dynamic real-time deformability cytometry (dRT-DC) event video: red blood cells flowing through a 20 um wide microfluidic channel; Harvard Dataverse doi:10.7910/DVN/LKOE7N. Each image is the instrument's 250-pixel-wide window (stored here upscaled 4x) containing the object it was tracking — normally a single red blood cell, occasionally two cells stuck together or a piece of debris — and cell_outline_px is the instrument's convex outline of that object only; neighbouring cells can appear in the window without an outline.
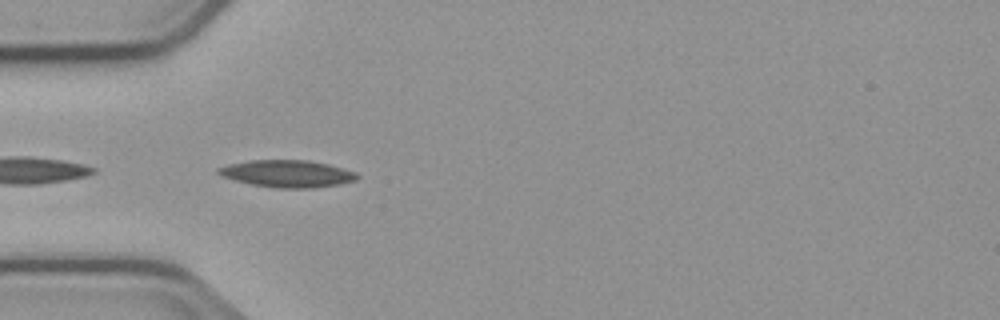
{"species": "common noctule bat (a hibernating species)", "species_latin": "Nyctalus noctula", "temperature_condition": "cold", "stored_images_in_passage": 4, "camera_frame_rate_fps": 3000, "um_per_image_px": 0.085, "animal": {"sex": "male", "body_mass_g": 23.1, "forearm_length_mm": 52.7}, "frame": {"image": 1, "passage_image": 4, "time_ms": 3.667, "image_size_px": [1000, 320], "cell_outline_px": [[360, 176], [356, 180], [340, 184], [316, 188], [276, 188], [252, 184], [220, 176], [216, 172], [216, 168], [228, 164], [248, 160], [308, 160], [328, 164], [344, 168], [356, 172]], "centroid_in_image_um": [24.42, 14.76], "position_along_channel_um": 60.6, "area_um2": 22.14}}